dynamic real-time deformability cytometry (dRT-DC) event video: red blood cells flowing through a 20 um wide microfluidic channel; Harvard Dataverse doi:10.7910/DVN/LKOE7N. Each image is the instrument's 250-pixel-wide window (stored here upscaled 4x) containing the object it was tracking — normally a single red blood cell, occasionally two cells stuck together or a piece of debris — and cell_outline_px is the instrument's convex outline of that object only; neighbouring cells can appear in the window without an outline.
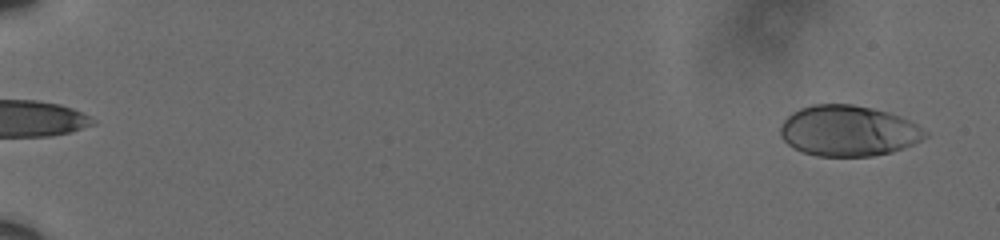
{"species": "human", "species_latin": "Homo sapiens", "temperature_condition": "cold", "stored_images_in_passage": 60, "camera_frame_rate_fps": 3000, "um_per_image_px": 0.085, "donor": {"sex": "male"}, "frame": {"image": 1, "passage_image": 3, "time_ms": 0.667, "image_size_px": [1000, 240], "cell_outline_px": [[928, 136], [912, 144], [892, 152], [872, 156], [816, 156], [792, 148], [780, 136], [780, 128], [784, 120], [792, 112], [800, 108], [812, 104], [852, 104], [872, 108], [888, 112], [900, 116], [916, 124]], "centroid_in_image_um": [72.06, 11.12], "position_along_channel_um": 12.9, "area_um2": 42.66}}
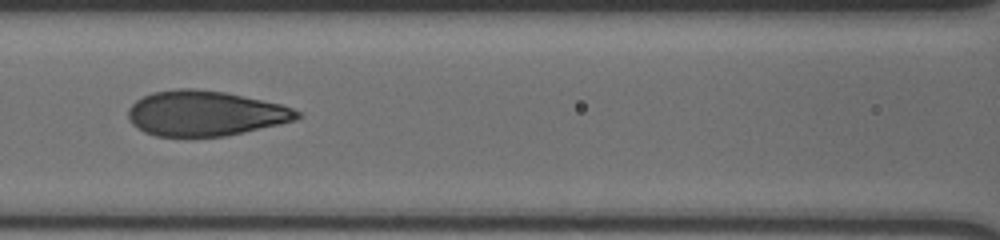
{"frame": {"image": 2, "passage_image": 30, "time_ms": 9.667, "image_size_px": [1000, 240], "cell_outline_px": [[300, 116], [296, 120], [280, 124], [224, 136], [156, 136], [144, 132], [132, 124], [128, 120], [128, 108], [136, 100], [152, 92], [176, 88], [196, 88], [224, 92], [280, 104], [292, 108], [300, 112]], "centroid_in_image_um": [17.4, 9.63], "position_along_channel_um": 149.2, "area_um2": 44.33}}
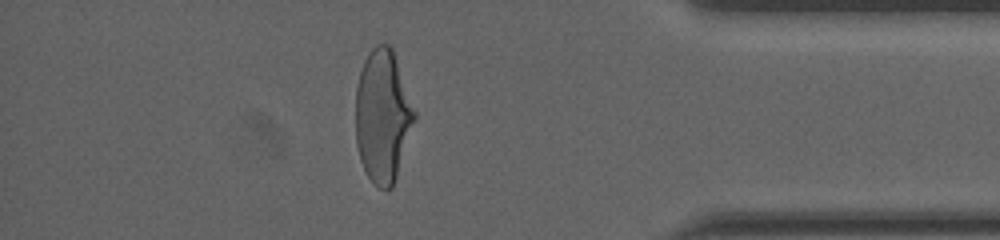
{"frame": {"image": 3, "passage_image": 53, "time_ms": 17.333, "image_size_px": [1000, 240], "cell_outline_px": [[416, 120], [392, 188], [384, 192], [368, 176], [360, 160], [356, 144], [356, 88], [360, 72], [364, 60], [368, 52], [376, 44], [388, 44], [392, 48], [416, 112]], "centroid_in_image_um": [32.54, 9.87], "position_along_channel_um": 402.7, "area_um2": 45.43}, "authors_computed_cell_mechanics": {"area_um2": 44.3037, "velocity_mm_per_s": 3.6078, "shape_relaxation_time_tau1_ms": 4.7503, "shape_relaxation_time_tau2_ms": null, "deformation_change_tau1": 0.1891, "deformation_change_tau2": null}}